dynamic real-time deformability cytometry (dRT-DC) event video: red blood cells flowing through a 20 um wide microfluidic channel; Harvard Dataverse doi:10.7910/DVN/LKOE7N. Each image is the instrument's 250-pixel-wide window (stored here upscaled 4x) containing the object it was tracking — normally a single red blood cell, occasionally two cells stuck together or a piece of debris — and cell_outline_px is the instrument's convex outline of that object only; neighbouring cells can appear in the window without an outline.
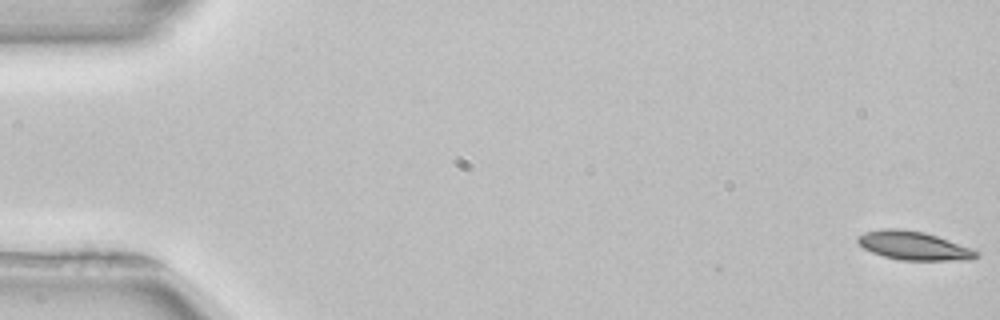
{"species": "common noctule bat (a hibernating species)", "species_latin": "Nyctalus noctula", "temperature_condition": "room temperature", "stored_images_in_passage": 53, "camera_frame_rate_fps": 3000, "um_per_image_px": 0.085, "animal": {"sex": "female", "body_mass_g": 22.7, "forearm_length_mm": 54.2}, "frame": {"image": 1, "passage_image": 1, "time_ms": 0.0, "image_size_px": [1000, 320], "cell_outline_px": [[980, 256], [972, 260], [900, 260], [884, 256], [872, 252], [864, 248], [856, 240], [856, 236], [864, 232], [880, 228], [900, 228], [924, 232], [972, 248], [980, 252]], "centroid_in_image_um": [77.67, 20.88], "position_along_channel_um": 7.3, "area_um2": 19.94}}
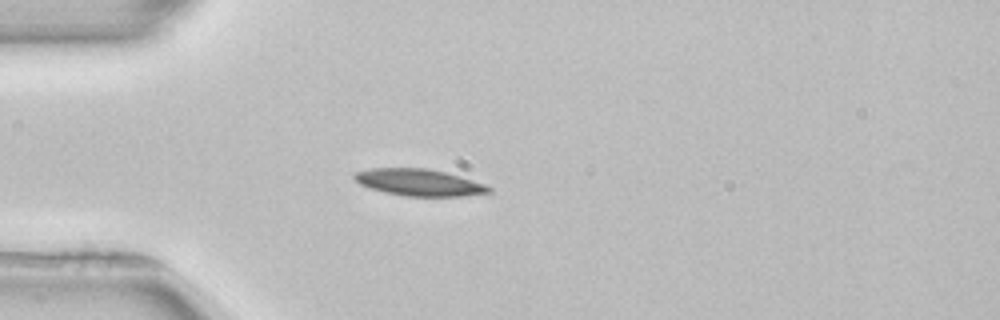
{"frame": {"image": 2, "passage_image": 15, "time_ms": 4.667, "image_size_px": [1000, 320], "cell_outline_px": [[492, 192], [464, 196], [404, 196], [384, 192], [368, 188], [360, 184], [352, 176], [352, 172], [372, 168], [424, 168], [444, 172], [484, 184], [492, 188]], "centroid_in_image_um": [35.56, 15.51], "position_along_channel_um": 49.4, "area_um2": 20.92}}
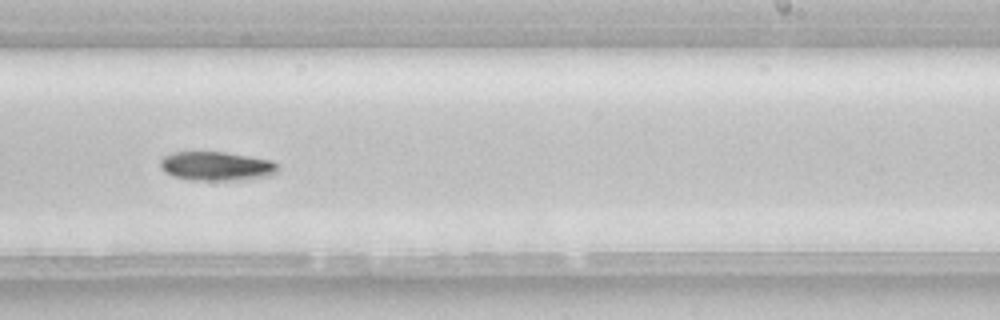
{"frame": {"image": 3, "passage_image": 33, "time_ms": 10.667, "image_size_px": [1000, 320], "cell_outline_px": [[280, 168], [272, 176], [236, 180], [192, 180], [172, 176], [164, 172], [160, 168], [160, 160], [164, 156], [172, 152], [224, 152], [272, 160], [280, 164]], "centroid_in_image_um": [18.42, 14.12], "position_along_channel_um": 270.6, "area_um2": 20.11}, "authors_computed_cell_mechanics": {"area_um2": 19.363, "velocity_mm_per_s": 3.9225, "shape_relaxation_time_tau1_ms": 3.4475, "shape_relaxation_time_tau2_ms": null, "deformation_change_tau1": 0.0822, "deformation_change_tau2": null}}